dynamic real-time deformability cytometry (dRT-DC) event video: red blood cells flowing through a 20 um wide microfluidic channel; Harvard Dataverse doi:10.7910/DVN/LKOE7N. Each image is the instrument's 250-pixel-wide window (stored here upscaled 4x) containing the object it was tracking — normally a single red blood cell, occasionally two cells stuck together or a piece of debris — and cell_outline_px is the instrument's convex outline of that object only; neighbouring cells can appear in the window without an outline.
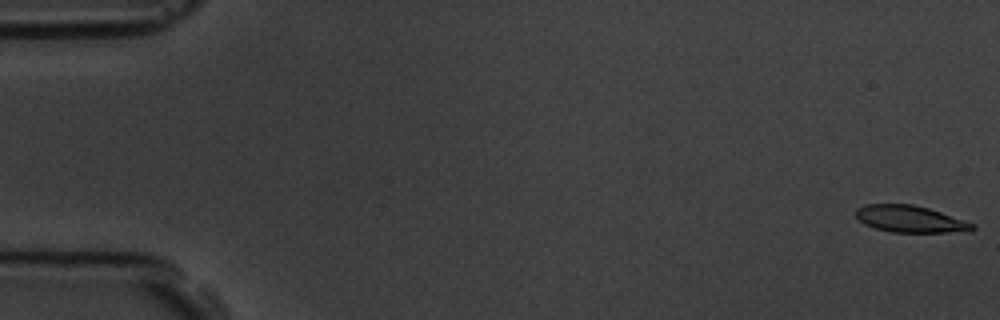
{"species": "common noctule bat (a hibernating species)", "species_latin": "Nyctalus noctula", "temperature_condition": "room temperature", "stored_images_in_passage": 8, "camera_frame_rate_fps": 3000, "um_per_image_px": 0.085, "animal": {"sex": "male", "body_mass_g": 19.5, "forearm_length_mm": 54.6}, "frame": {"image": 1, "passage_image": 1, "time_ms": 0.0, "image_size_px": [1000, 320], "cell_outline_px": [[976, 228], [972, 232], [892, 232], [876, 228], [864, 224], [856, 216], [856, 208], [864, 204], [912, 204], [928, 208], [976, 224]], "centroid_in_image_um": [77.4, 18.62], "position_along_channel_um": 7.6, "area_um2": 18.26}}
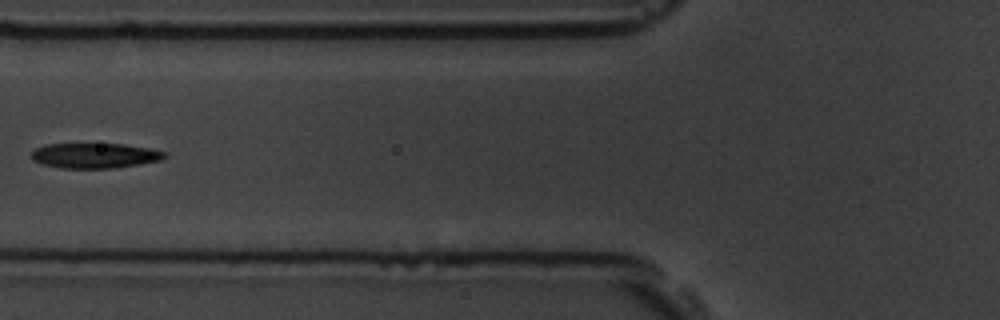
{"frame": {"image": 2, "passage_image": 7, "time_ms": 7.0, "image_size_px": [1000, 320], "cell_outline_px": [[168, 156], [160, 160], [140, 164], [112, 168], [60, 168], [40, 164], [32, 160], [28, 156], [36, 148], [44, 144], [124, 144], [152, 148], [168, 152]], "centroid_in_image_um": [8.05, 13.22], "position_along_channel_um": 117.8, "area_um2": 19.83}}
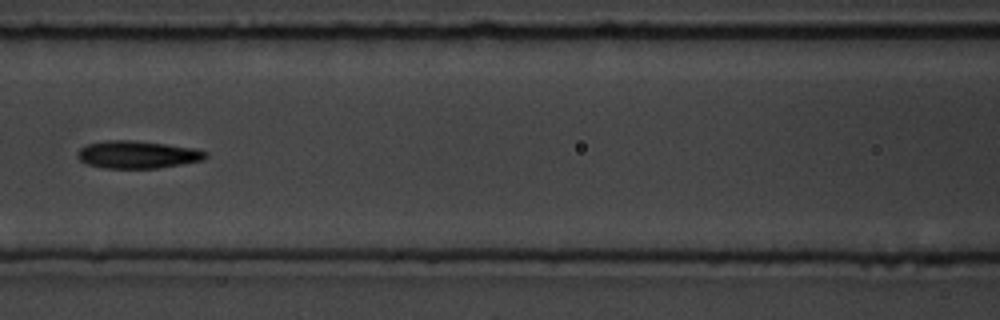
{"frame": {"image": 3, "passage_image": 8, "time_ms": 8.0, "image_size_px": [1000, 320], "cell_outline_px": [[208, 156], [204, 160], [156, 168], [104, 168], [88, 164], [80, 160], [76, 156], [80, 148], [88, 144], [104, 140], [132, 140], [196, 148], [208, 152]], "centroid_in_image_um": [11.69, 13.13], "position_along_channel_um": 154.9, "area_um2": 20.52}}